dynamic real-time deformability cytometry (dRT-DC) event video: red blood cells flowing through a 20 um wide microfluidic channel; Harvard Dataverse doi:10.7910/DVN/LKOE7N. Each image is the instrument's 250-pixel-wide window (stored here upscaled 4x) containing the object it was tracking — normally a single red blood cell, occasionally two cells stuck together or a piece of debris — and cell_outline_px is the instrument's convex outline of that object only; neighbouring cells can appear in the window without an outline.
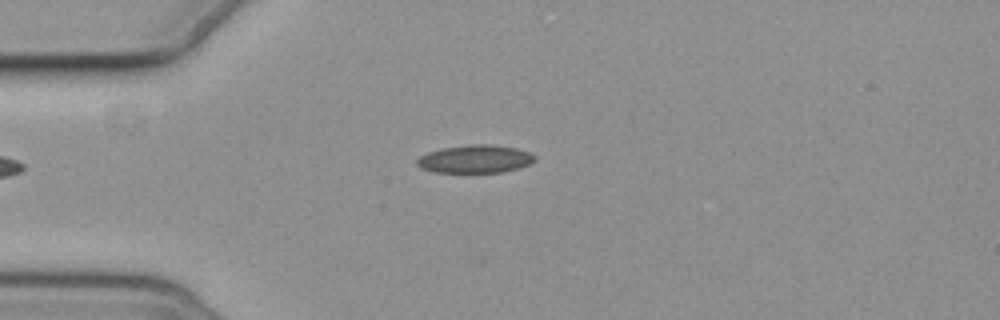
{"species": "common noctule bat (a hibernating species)", "species_latin": "Nyctalus noctula", "temperature_condition": "cold", "stored_images_in_passage": 4, "camera_frame_rate_fps": 3000, "um_per_image_px": 0.085, "animal": {"sex": "female", "body_mass_g": 19.3, "forearm_length_mm": 54.1}, "frame": {"image": 1, "passage_image": 4, "time_ms": 3.667, "image_size_px": [1000, 320], "cell_outline_px": [[536, 160], [528, 164], [516, 168], [500, 172], [432, 172], [420, 168], [416, 164], [416, 160], [420, 156], [428, 152], [444, 148], [468, 144], [492, 144], [516, 148], [528, 152], [536, 156]], "centroid_in_image_um": [40.36, 13.51], "position_along_channel_um": 44.6, "area_um2": 19.13}}